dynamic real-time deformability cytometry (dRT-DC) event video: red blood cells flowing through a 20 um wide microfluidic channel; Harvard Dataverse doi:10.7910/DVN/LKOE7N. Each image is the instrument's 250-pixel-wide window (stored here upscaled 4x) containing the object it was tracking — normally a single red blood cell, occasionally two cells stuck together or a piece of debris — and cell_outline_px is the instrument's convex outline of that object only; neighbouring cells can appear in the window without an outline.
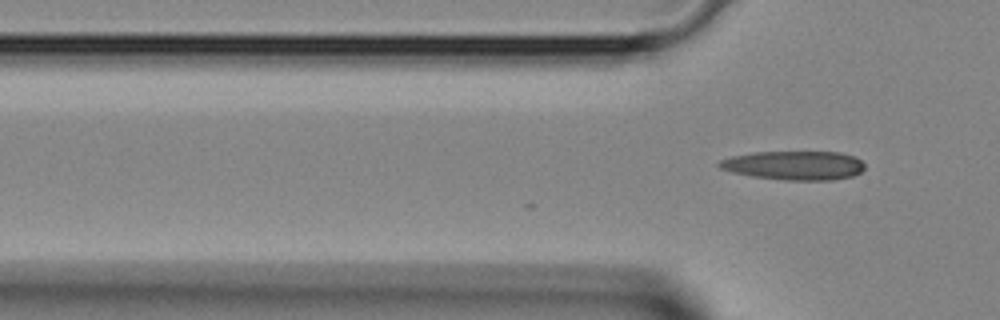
{"species": "Egyptian fruit bat (a non-hibernating species)", "species_latin": "Rousettus aegyptiacus", "temperature_condition": "room temperature", "stored_images_in_passage": 3, "camera_frame_rate_fps": 3000, "um_per_image_px": 0.085, "animal": {"sex": "female"}, "frame": {"image": 1, "passage_image": 3, "time_ms": 0.667, "image_size_px": [1000, 320], "cell_outline_px": [[864, 168], [860, 172], [852, 176], [832, 180], [788, 180], [752, 176], [732, 172], [720, 168], [716, 164], [720, 160], [732, 156], [756, 152], [840, 152], [852, 156], [860, 160], [864, 164]], "centroid_in_image_um": [67.5, 14.06], "position_along_channel_um": 58.3, "area_um2": 24.39}}